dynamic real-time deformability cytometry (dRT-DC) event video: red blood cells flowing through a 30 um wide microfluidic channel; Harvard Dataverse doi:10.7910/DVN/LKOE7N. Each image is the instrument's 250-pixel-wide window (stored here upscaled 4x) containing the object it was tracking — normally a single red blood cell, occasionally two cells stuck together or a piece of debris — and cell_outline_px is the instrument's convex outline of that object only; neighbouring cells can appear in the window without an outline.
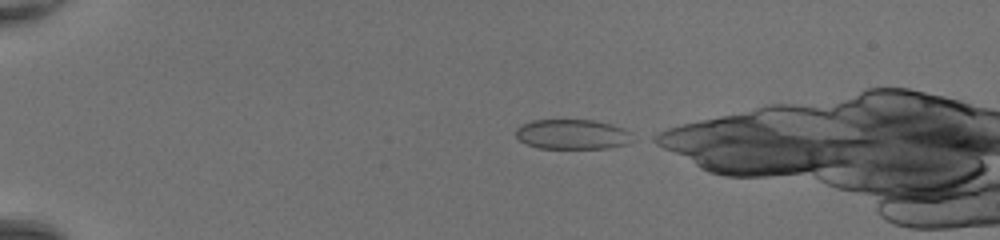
{"species": "common noctule bat (a hibernating species)", "species_latin": "Nyctalus noctula", "temperature_condition": "room temperature", "stored_images_in_passage": 36, "camera_frame_rate_fps": 3000, "um_per_image_px": 0.085, "animal": {"sex": "female", "body_mass_g": 20.0, "forearm_length_mm": 54.0}, "frame": {"image": 1, "passage_image": 1, "time_ms": 0.0, "image_size_px": [1000, 240], "cell_outline_px": [[640, 136], [636, 140], [628, 144], [608, 148], [540, 148], [528, 144], [520, 140], [516, 136], [516, 128], [532, 120], [596, 120], [612, 124], [624, 128]], "centroid_in_image_um": [48.79, 11.41], "position_along_channel_um": 36.2, "area_um2": 20.75}}
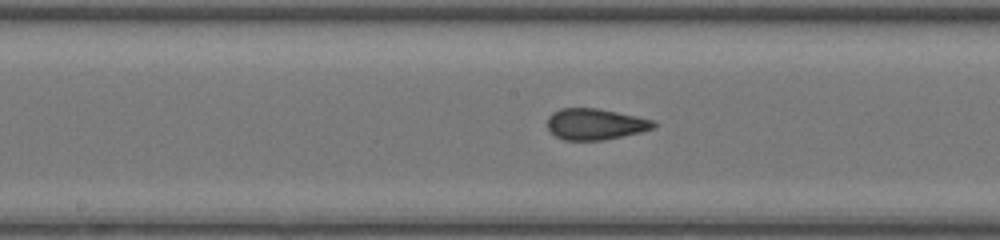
{"frame": {"image": 2, "passage_image": 17, "time_ms": 5.333, "image_size_px": [1000, 240], "cell_outline_px": [[656, 124], [652, 128], [640, 132], [604, 140], [564, 140], [556, 136], [548, 128], [548, 116], [552, 112], [560, 108], [596, 108], [636, 116], [652, 120]], "centroid_in_image_um": [50.56, 10.55], "position_along_channel_um": 197.6, "area_um2": 19.07}}
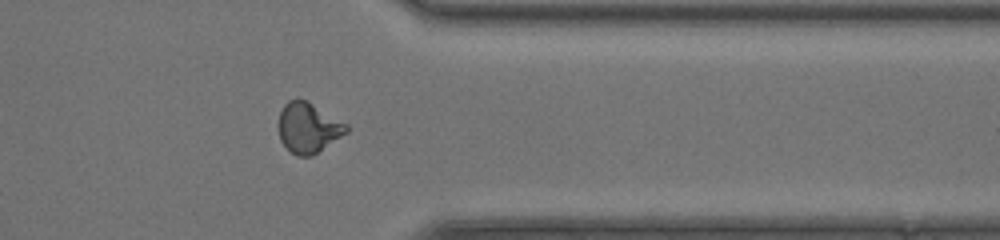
{"frame": {"image": 3, "passage_image": 30, "time_ms": 9.667, "image_size_px": [1000, 240], "cell_outline_px": [[348, 132], [312, 156], [296, 156], [280, 140], [280, 112], [284, 104], [288, 100], [296, 96], [308, 100], [348, 124]], "centroid_in_image_um": [26.22, 10.81], "position_along_channel_um": 385.2, "area_um2": 20.0}}